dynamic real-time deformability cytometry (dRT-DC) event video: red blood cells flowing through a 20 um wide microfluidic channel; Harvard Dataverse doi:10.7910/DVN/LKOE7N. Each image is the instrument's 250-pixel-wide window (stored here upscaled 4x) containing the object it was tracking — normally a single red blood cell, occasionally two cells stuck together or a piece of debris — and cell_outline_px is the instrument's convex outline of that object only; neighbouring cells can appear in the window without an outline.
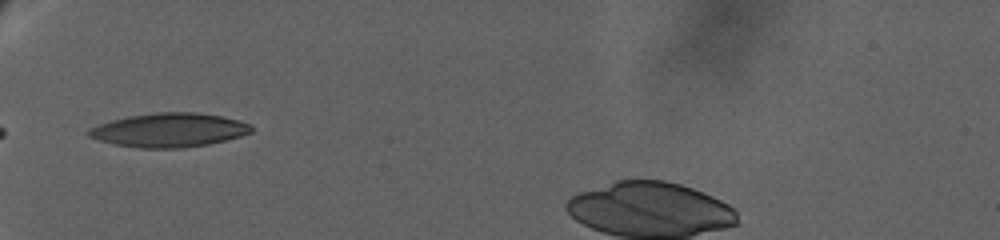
{"species": "human", "species_latin": "Homo sapiens", "temperature_condition": "warm", "stored_images_in_passage": 36, "camera_frame_rate_fps": 3000, "um_per_image_px": 0.085, "donor": {"sex": "female"}, "frame": {"image": 1, "passage_image": 1, "time_ms": 0.0, "image_size_px": [1000, 240], "cell_outline_px": [[252, 132], [240, 136], [208, 144], [184, 148], [140, 148], [116, 144], [100, 140], [88, 136], [88, 132], [92, 128], [100, 124], [112, 120], [128, 116], [156, 112], [196, 112], [220, 116], [252, 124]], "centroid_in_image_um": [14.4, 11.05], "position_along_channel_um": 70.6, "area_um2": 31.85}}
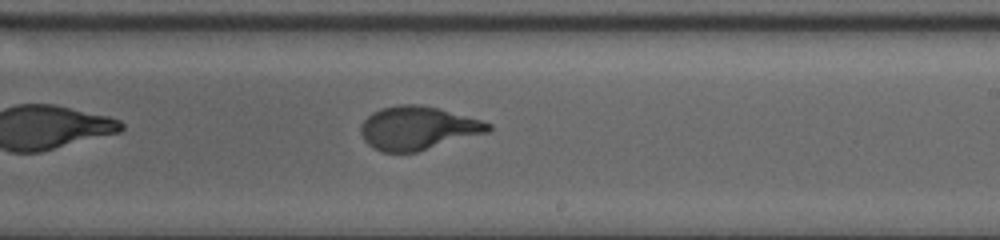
{"frame": {"image": 2, "passage_image": 16, "time_ms": 7.0, "image_size_px": [1000, 240], "cell_outline_px": [[492, 128], [488, 132], [416, 152], [384, 152], [372, 148], [364, 140], [360, 132], [360, 128], [364, 120], [372, 112], [380, 108], [400, 104], [420, 104], [440, 108], [480, 120], [492, 124]], "centroid_in_image_um": [35.49, 10.88], "position_along_channel_um": 253.5, "area_um2": 32.19}}
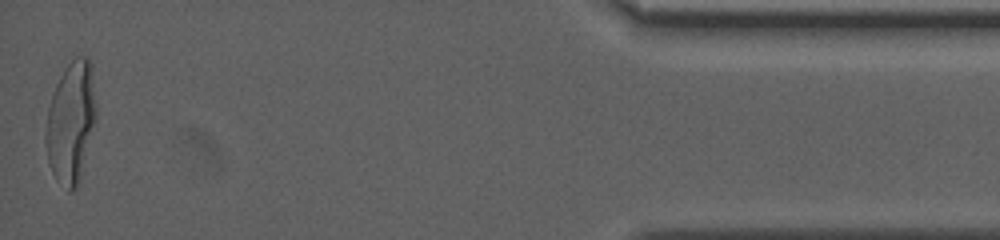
{"frame": {"image": 3, "passage_image": 36, "time_ms": 15.667, "image_size_px": [1000, 240], "cell_outline_px": [[96, 116], [80, 180], [76, 188], [72, 192], [68, 192], [56, 180], [52, 172], [48, 160], [48, 108], [56, 84], [60, 76], [68, 64], [76, 56], [88, 56], [92, 64], [96, 108]], "centroid_in_image_um": [6.07, 10.37], "position_along_channel_um": 429.1, "area_um2": 35.03}, "authors_computed_cell_mechanics": {"area_um2": 32.3102, "velocity_mm_per_s": 2.7429, "shape_relaxation_time_tau1_ms": 5.8713, "shape_relaxation_time_tau2_ms": null, "deformation_change_tau1": 0.2533, "deformation_change_tau2": null}}